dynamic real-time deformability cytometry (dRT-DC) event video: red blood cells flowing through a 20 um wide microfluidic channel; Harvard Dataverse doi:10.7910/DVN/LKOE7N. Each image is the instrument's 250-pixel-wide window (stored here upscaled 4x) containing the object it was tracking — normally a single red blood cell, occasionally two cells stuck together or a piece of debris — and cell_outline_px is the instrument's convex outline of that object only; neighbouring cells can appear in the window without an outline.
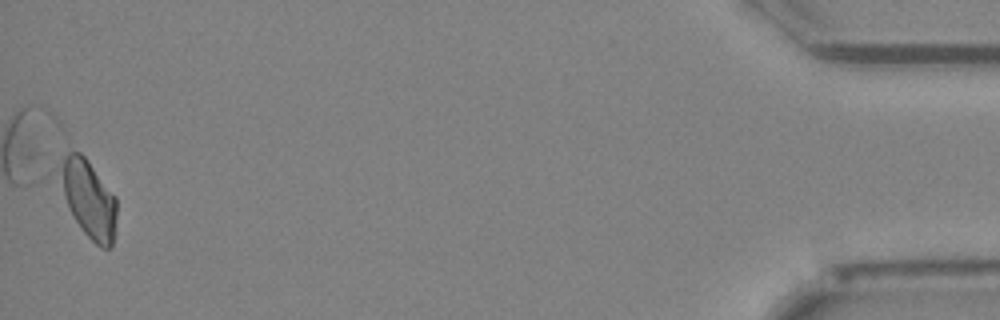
{"species": "Egyptian fruit bat (a non-hibernating species)", "species_latin": "Rousettus aegyptiacus", "temperature_condition": "cold", "stored_images_in_passage": 42, "camera_frame_rate_fps": 3000, "um_per_image_px": 0.085, "animal": {"sex": "female"}, "frame": {"image": 1, "passage_image": 42, "time_ms": 13.667, "image_size_px": [1000, 320], "cell_outline_px": [[116, 216], [112, 244], [108, 248], [100, 248], [84, 232], [68, 208], [52, 172], [44, 152], [80, 152], [88, 160], [116, 196]], "centroid_in_image_um": [7.27, 16.61], "position_along_channel_um": 427.9, "area_um2": 28.03}, "authors_computed_cell_mechanics": {"area_um2": 26.1545, "velocity_mm_per_s": 3.9594, "shape_relaxation_time_tau1_ms": 4.8672, "shape_relaxation_time_tau2_ms": 1.9785, "deformation_change_tau1": 0.1416, "deformation_change_tau2": 0.085}}